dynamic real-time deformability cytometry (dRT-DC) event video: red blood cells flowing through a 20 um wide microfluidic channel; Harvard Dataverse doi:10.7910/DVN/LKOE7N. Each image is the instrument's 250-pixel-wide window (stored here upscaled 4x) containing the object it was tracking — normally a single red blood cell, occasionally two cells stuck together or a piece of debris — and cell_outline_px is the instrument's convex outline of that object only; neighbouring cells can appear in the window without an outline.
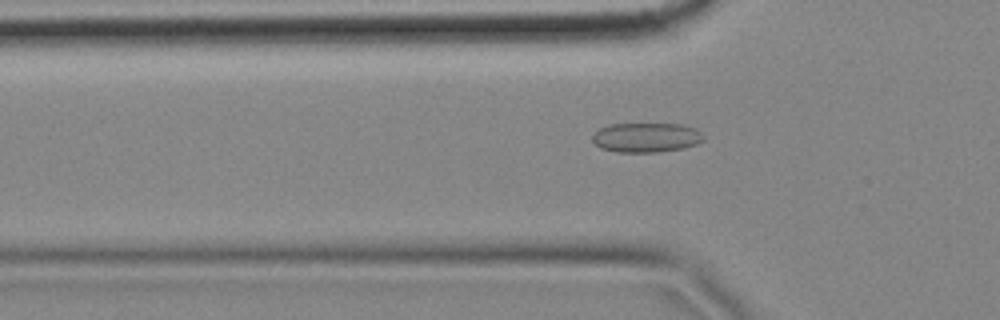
{"species": "common noctule bat (a hibernating species)", "species_latin": "Nyctalus noctula", "temperature_condition": "cold", "stored_images_in_passage": 57, "camera_frame_rate_fps": 3000, "um_per_image_px": 0.085, "animal": {"sex": "female", "body_mass_g": 18.4}, "frame": {"image": 1, "passage_image": 18, "time_ms": 5.667, "image_size_px": [1000, 320], "cell_outline_px": [[704, 140], [696, 144], [684, 148], [656, 152], [616, 152], [600, 148], [592, 140], [592, 136], [600, 128], [608, 124], [684, 124], [696, 128], [704, 136]], "centroid_in_image_um": [54.94, 11.68], "position_along_channel_um": 70.9, "area_um2": 19.25}}
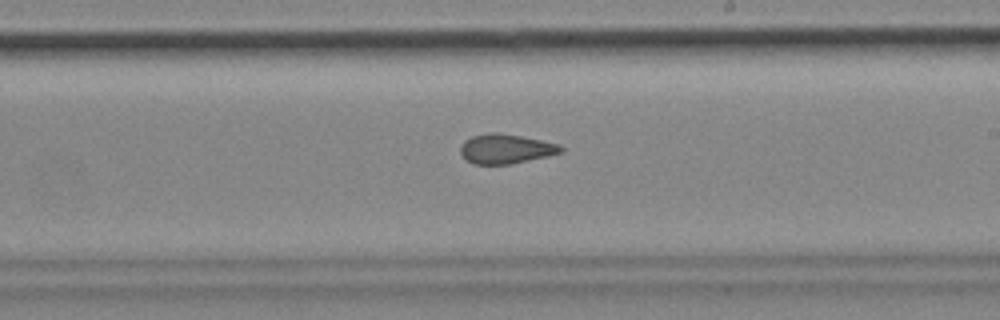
{"frame": {"image": 2, "passage_image": 33, "time_ms": 10.667, "image_size_px": [1000, 320], "cell_outline_px": [[564, 152], [548, 156], [512, 164], [472, 164], [460, 152], [460, 148], [464, 140], [472, 136], [488, 132], [496, 132], [520, 136], [560, 144], [564, 148]], "centroid_in_image_um": [43.01, 12.65], "position_along_channel_um": 246.0, "area_um2": 17.34}}
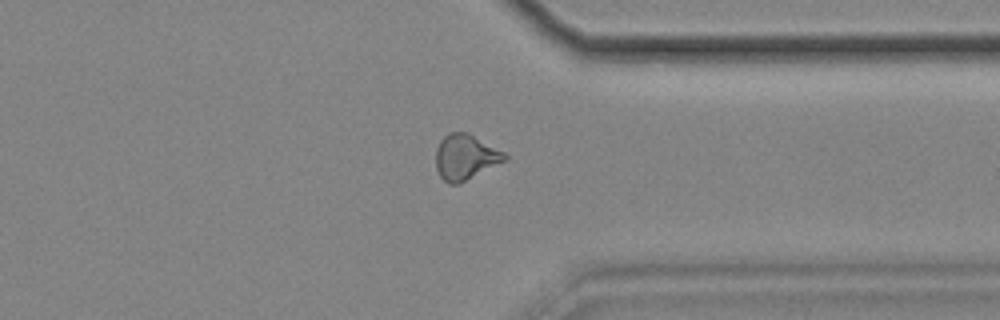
{"frame": {"image": 3, "passage_image": 44, "time_ms": 14.333, "image_size_px": [1000, 320], "cell_outline_px": [[508, 160], [460, 184], [448, 184], [440, 176], [436, 168], [436, 148], [440, 140], [448, 132], [468, 132], [504, 152], [508, 156]], "centroid_in_image_um": [39.57, 13.36], "position_along_channel_um": 371.8, "area_um2": 18.5}, "authors_computed_cell_mechanics": {"area_um2": 18.0914, "velocity_mm_per_s": 3.5024, "shape_relaxation_time_tau1_ms": null, "shape_relaxation_time_tau2_ms": 3.0278, "deformation_change_tau1": null, "deformation_change_tau2": 0.0935}}